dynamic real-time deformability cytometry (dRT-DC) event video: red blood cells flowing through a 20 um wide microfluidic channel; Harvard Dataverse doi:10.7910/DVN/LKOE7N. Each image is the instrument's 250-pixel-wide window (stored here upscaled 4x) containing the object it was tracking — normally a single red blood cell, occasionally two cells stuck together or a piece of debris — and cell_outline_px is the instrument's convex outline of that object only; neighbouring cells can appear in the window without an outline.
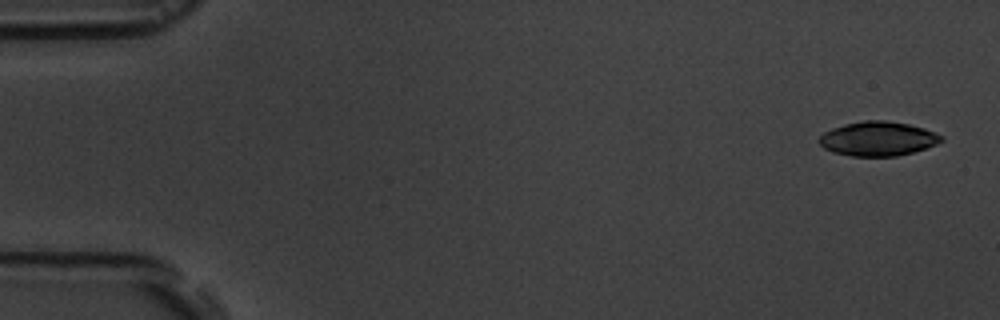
{"species": "common noctule bat (a hibernating species)", "species_latin": "Nyctalus noctula", "temperature_condition": "room temperature", "stored_images_in_passage": 7, "segment_of_instrument_passage": [2, 2], "camera_frame_rate_fps": 3000, "um_per_image_px": 0.085, "animal": {"sex": "male", "body_mass_g": 19.5, "forearm_length_mm": 54.6}, "frame": {"image": 1, "passage_image": 7, "time_ms": 7.0, "image_size_px": [1000, 320], "cell_outline_px": [[944, 140], [936, 144], [912, 152], [896, 156], [852, 156], [832, 152], [824, 148], [816, 140], [824, 132], [832, 128], [844, 124], [864, 120], [884, 120], [908, 124], [924, 128], [944, 136]], "centroid_in_image_um": [74.6, 11.79], "position_along_channel_um": 10.4, "area_um2": 24.45}}